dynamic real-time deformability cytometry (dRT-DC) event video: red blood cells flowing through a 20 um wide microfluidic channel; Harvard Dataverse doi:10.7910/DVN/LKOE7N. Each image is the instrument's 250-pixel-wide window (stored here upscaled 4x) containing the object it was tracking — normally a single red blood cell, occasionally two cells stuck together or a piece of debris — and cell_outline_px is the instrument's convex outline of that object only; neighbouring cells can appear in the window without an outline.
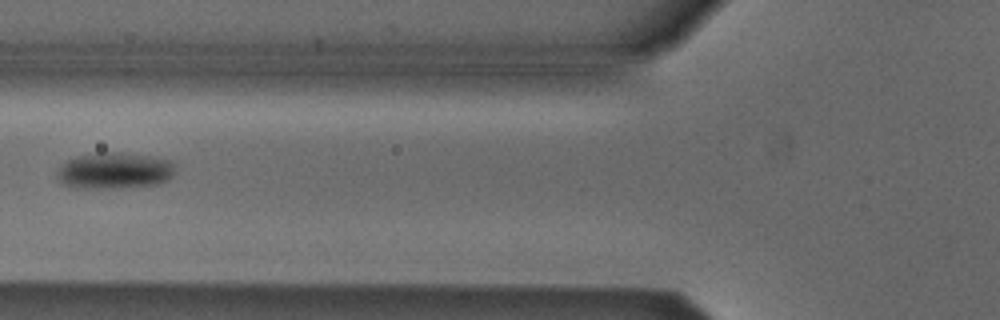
{"species": "Egyptian fruit bat (a non-hibernating species)", "species_latin": "Rousettus aegyptiacus", "temperature_condition": "cold", "stored_images_in_passage": 6, "camera_frame_rate_fps": 3000, "um_per_image_px": 0.085, "animal": {"sex": "male"}, "frame": {"image": 1, "passage_image": 6, "time_ms": 5.667, "image_size_px": [1000, 320], "cell_outline_px": [[172, 176], [168, 180], [156, 184], [120, 188], [72, 188], [64, 184], [56, 176], [56, 168], [64, 160], [76, 156], [100, 152], [124, 152], [172, 160]], "centroid_in_image_um": [9.65, 14.5], "position_along_channel_um": 116.2, "area_um2": 25.32}}